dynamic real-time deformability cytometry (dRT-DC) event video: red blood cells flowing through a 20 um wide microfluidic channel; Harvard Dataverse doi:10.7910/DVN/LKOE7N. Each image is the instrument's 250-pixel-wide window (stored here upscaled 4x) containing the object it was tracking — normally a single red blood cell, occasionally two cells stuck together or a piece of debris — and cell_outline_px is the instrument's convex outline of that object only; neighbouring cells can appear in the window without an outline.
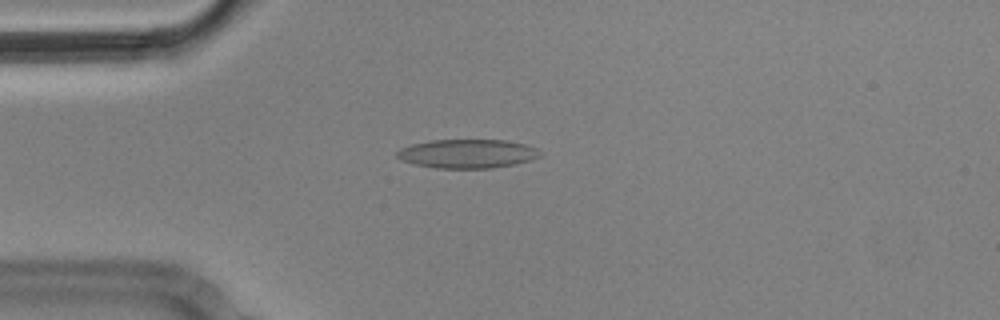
{"species": "Egyptian fruit bat (a non-hibernating species)", "species_latin": "Rousettus aegyptiacus", "temperature_condition": "cold", "stored_images_in_passage": 55, "camera_frame_rate_fps": 3000, "um_per_image_px": 0.085, "animal": {"sex": "male"}, "frame": {"image": 1, "passage_image": 14, "time_ms": 4.333, "image_size_px": [1000, 320], "cell_outline_px": [[540, 156], [532, 160], [516, 164], [492, 168], [436, 168], [416, 164], [400, 160], [396, 156], [396, 152], [400, 148], [412, 144], [432, 140], [504, 140], [524, 144], [536, 148], [540, 152]], "centroid_in_image_um": [39.72, 13.06], "position_along_channel_um": 45.3, "area_um2": 24.04}}
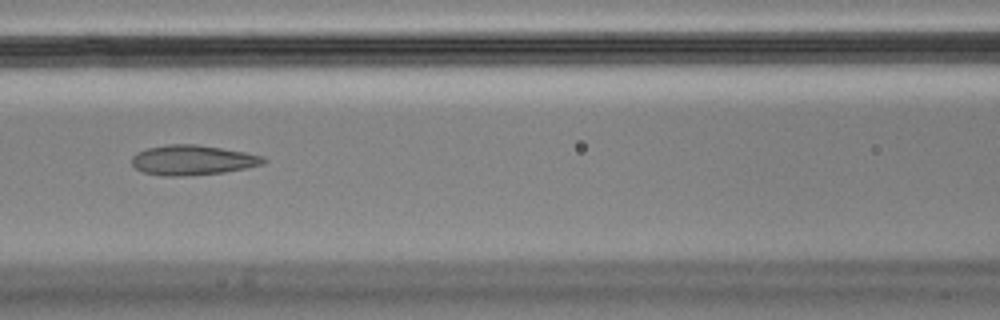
{"frame": {"image": 2, "passage_image": 24, "time_ms": 7.667, "image_size_px": [1000, 320], "cell_outline_px": [[268, 160], [264, 164], [224, 172], [184, 176], [164, 176], [144, 172], [136, 168], [132, 164], [132, 156], [136, 152], [148, 148], [168, 144], [196, 144], [244, 152], [264, 156]], "centroid_in_image_um": [16.37, 13.6], "position_along_channel_um": 150.2, "area_um2": 22.89}}
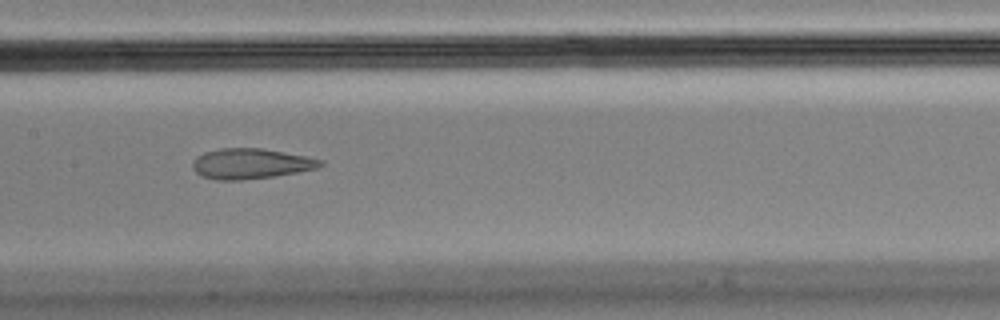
{"frame": {"image": 3, "passage_image": 27, "time_ms": 8.667, "image_size_px": [1000, 320], "cell_outline_px": [[324, 164], [316, 168], [276, 176], [240, 180], [216, 180], [204, 176], [196, 172], [192, 168], [192, 160], [196, 156], [204, 152], [220, 148], [264, 148], [324, 160]], "centroid_in_image_um": [21.29, 13.9], "position_along_channel_um": 186.1, "area_um2": 22.6}, "authors_computed_cell_mechanics": {"area_um2": 24.1604, "velocity_mm_per_s": 3.5784, "shape_relaxation_time_tau1_ms": null, "shape_relaxation_time_tau2_ms": 1.6155, "deformation_change_tau1": null, "deformation_change_tau2": 0.075}}